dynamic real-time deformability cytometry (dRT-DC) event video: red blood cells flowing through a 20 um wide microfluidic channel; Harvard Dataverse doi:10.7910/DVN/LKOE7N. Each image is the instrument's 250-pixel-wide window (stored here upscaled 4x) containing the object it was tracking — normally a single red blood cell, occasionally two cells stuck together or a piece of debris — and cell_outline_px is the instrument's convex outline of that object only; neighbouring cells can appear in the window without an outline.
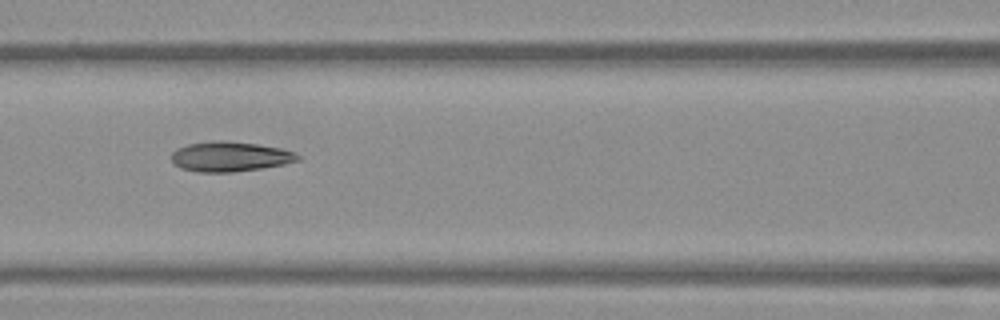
{"species": "Egyptian fruit bat (a non-hibernating species)", "species_latin": "Rousettus aegyptiacus", "temperature_condition": "warm", "stored_images_in_passage": 16, "camera_frame_rate_fps": 3000, "um_per_image_px": 0.085, "frame": {"image": 1, "passage_image": 7, "time_ms": 2.0, "image_size_px": [1000, 320], "cell_outline_px": [[300, 160], [284, 164], [260, 168], [232, 172], [200, 172], [180, 168], [172, 164], [172, 152], [176, 148], [188, 144], [220, 140], [224, 140], [256, 144], [280, 148], [296, 152], [300, 156]], "centroid_in_image_um": [19.53, 13.31], "position_along_channel_um": 147.1, "area_um2": 22.02}}